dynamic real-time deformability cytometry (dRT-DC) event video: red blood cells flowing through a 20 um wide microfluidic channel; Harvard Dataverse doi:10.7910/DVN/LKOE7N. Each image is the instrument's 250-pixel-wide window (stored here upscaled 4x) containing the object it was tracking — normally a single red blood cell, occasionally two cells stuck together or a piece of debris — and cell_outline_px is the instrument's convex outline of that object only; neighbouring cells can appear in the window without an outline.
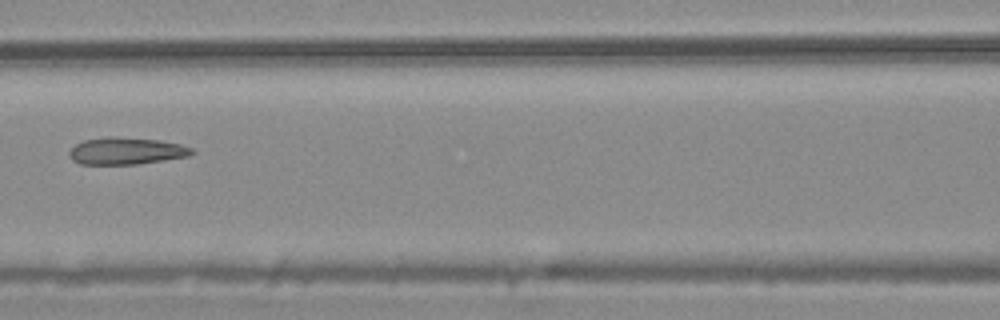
{"species": "common noctule bat (a hibernating species)", "species_latin": "Nyctalus noctula", "temperature_condition": "warm", "stored_images_in_passage": 8, "camera_frame_rate_fps": 3000, "um_per_image_px": 0.085, "animal": {"sex": "male", "body_mass_g": 20.4}, "frame": {"image": 1, "passage_image": 7, "time_ms": 2.0, "image_size_px": [1000, 320], "cell_outline_px": [[196, 152], [188, 156], [164, 160], [136, 164], [80, 164], [72, 160], [68, 152], [76, 144], [84, 140], [112, 136], [160, 140], [180, 144], [192, 148]], "centroid_in_image_um": [10.74, 12.83], "position_along_channel_um": 155.9, "area_um2": 19.25}}
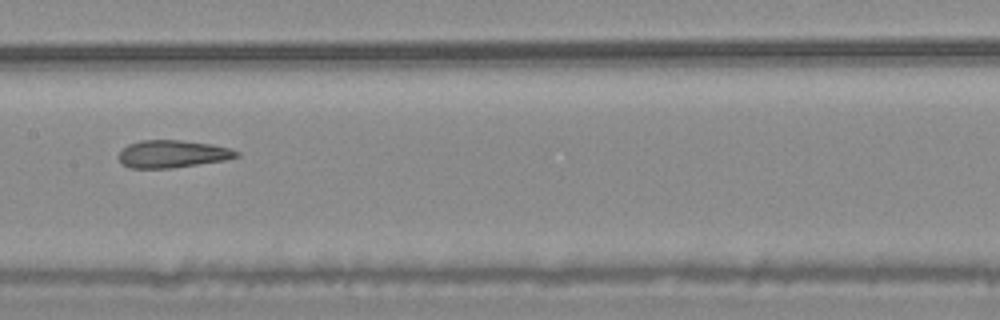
{"frame": {"image": 2, "passage_image": 8, "time_ms": 2.333, "image_size_px": [1000, 320], "cell_outline_px": [[240, 156], [224, 160], [172, 168], [132, 168], [124, 164], [120, 160], [120, 152], [128, 144], [140, 140], [180, 140], [212, 144], [232, 148], [240, 152]], "centroid_in_image_um": [14.71, 13.07], "position_along_channel_um": 192.7, "area_um2": 18.79}}